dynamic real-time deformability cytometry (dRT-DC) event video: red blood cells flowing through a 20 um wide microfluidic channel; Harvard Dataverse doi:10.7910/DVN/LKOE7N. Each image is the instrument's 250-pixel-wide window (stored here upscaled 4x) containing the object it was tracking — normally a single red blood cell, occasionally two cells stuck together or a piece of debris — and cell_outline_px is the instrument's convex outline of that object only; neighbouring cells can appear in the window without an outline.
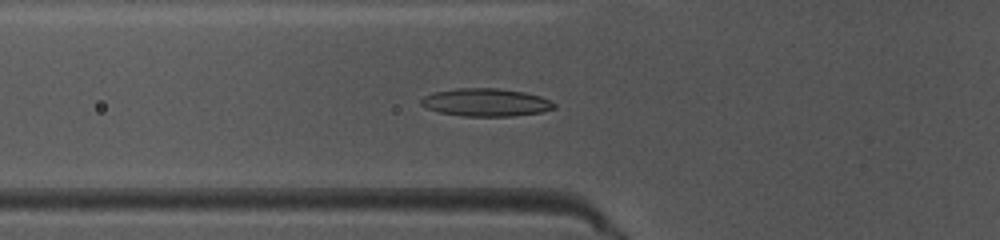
{"species": "common noctule bat (a hibernating species)", "species_latin": "Nyctalus noctula", "temperature_condition": "warm", "stored_images_in_passage": 46, "camera_frame_rate_fps": 3000, "um_per_image_px": 0.085, "animal": {"sex": "female", "body_mass_g": 10.0, "forearm_length_mm": 53.1}, "frame": {"image": 1, "passage_image": 14, "time_ms": 4.333, "image_size_px": [1000, 240], "cell_outline_px": [[556, 108], [544, 112], [512, 116], [464, 116], [440, 112], [428, 108], [420, 104], [420, 100], [424, 96], [436, 92], [456, 88], [496, 88], [524, 92], [540, 96], [556, 104]], "centroid_in_image_um": [41.33, 8.7], "position_along_channel_um": 84.5, "area_um2": 21.5}}
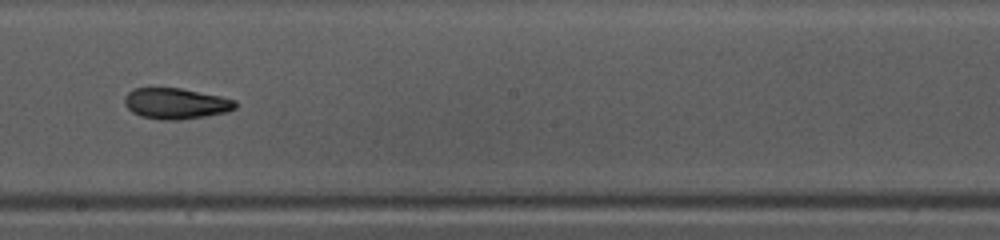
{"frame": {"image": 2, "passage_image": 25, "time_ms": 8.0, "image_size_px": [1000, 240], "cell_outline_px": [[236, 108], [228, 112], [180, 120], [160, 120], [140, 116], [132, 112], [124, 104], [124, 96], [132, 88], [180, 88], [220, 96], [236, 100]], "centroid_in_image_um": [14.93, 8.8], "position_along_channel_um": 233.3, "area_um2": 20.06}}
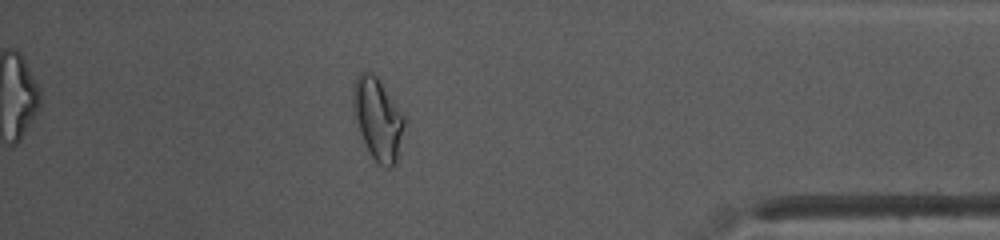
{"frame": {"image": 3, "passage_image": 40, "time_ms": 13.0, "image_size_px": [1000, 240], "cell_outline_px": [[404, 124], [396, 164], [392, 168], [388, 168], [380, 164], [372, 156], [360, 132], [352, 112], [352, 88], [356, 76], [360, 72], [372, 72], [376, 76], [404, 116]], "centroid_in_image_um": [32.08, 10.08], "position_along_channel_um": 403.1, "area_um2": 24.04}, "authors_computed_cell_mechanics": {"area_um2": 20.3745, "velocity_mm_per_s": 4.0218, "shape_relaxation_time_tau1_ms": null, "shape_relaxation_time_tau2_ms": 2.8697, "deformation_change_tau1": null, "deformation_change_tau2": 0.0923}}